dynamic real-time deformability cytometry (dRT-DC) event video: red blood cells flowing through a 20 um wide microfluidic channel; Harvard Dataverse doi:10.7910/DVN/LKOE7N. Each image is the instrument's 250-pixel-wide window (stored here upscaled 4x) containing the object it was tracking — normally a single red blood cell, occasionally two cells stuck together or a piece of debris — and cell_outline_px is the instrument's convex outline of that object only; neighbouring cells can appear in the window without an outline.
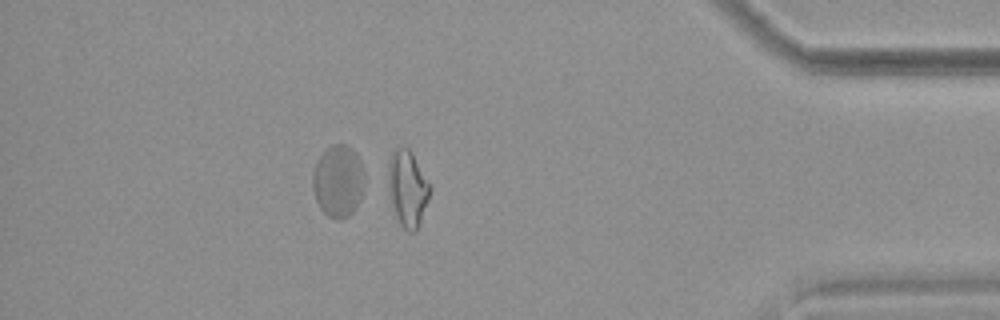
{"species": "common noctule bat (a hibernating species)", "species_latin": "Nyctalus noctula", "temperature_condition": "warm", "stored_images_in_passage": 36, "camera_frame_rate_fps": 3000, "um_per_image_px": 0.085, "animal": {"sex": "female", "body_mass_g": 18.4}, "frame": {"image": 1, "passage_image": 31, "time_ms": 10.0, "image_size_px": [1000, 320], "cell_outline_px": [[432, 188], [420, 224], [416, 232], [408, 232], [400, 224], [392, 208], [388, 192], [388, 160], [392, 152], [396, 148], [404, 144], [412, 152]], "centroid_in_image_um": [34.63, 16.0], "position_along_channel_um": 400.6, "area_um2": 18.9}, "authors_computed_cell_mechanics": {"area_um2": 16.9354, "velocity_mm_per_s": 3.8472, "shape_relaxation_time_tau1_ms": null, "shape_relaxation_time_tau2_ms": 2.7172, "deformation_change_tau1": null, "deformation_change_tau2": 0.1138}}